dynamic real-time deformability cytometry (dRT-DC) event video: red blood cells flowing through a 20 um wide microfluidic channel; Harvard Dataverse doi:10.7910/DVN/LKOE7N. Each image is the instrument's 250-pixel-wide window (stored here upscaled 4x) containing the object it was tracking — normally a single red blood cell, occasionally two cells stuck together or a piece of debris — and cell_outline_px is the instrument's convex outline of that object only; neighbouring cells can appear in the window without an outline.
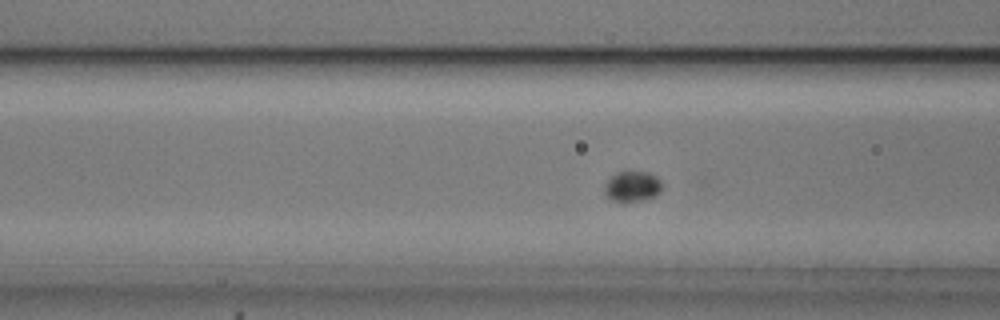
{"species": "common noctule bat (a hibernating species)", "species_latin": "Nyctalus noctula", "temperature_condition": "cold", "stored_images_in_passage": 40, "camera_frame_rate_fps": 3000, "um_per_image_px": 0.085, "animal": {"sex": "male", "body_mass_g": 20.5, "forearm_length_mm": 52.5}, "frame": {"image": 1, "passage_image": 5, "time_ms": 1.333, "image_size_px": [1000, 320], "cell_outline_px": [[660, 192], [644, 200], [624, 204], [612, 200], [604, 196], [604, 184], [616, 172], [648, 172], [656, 176], [660, 180]], "centroid_in_image_um": [53.68, 15.88], "position_along_channel_um": 112.9, "area_um2": 10.4}}
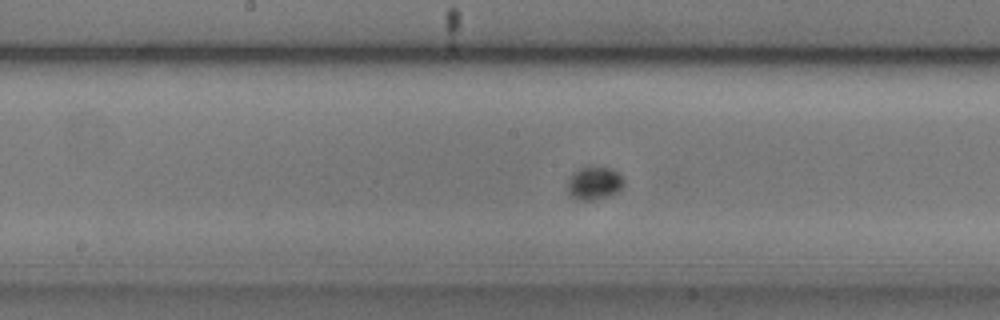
{"frame": {"image": 2, "passage_image": 12, "time_ms": 3.667, "image_size_px": [1000, 320], "cell_outline_px": [[624, 184], [616, 192], [592, 200], [580, 200], [572, 196], [568, 192], [568, 180], [572, 172], [580, 168], [612, 168], [624, 180]], "centroid_in_image_um": [50.48, 15.56], "position_along_channel_um": 197.7, "area_um2": 10.4}}
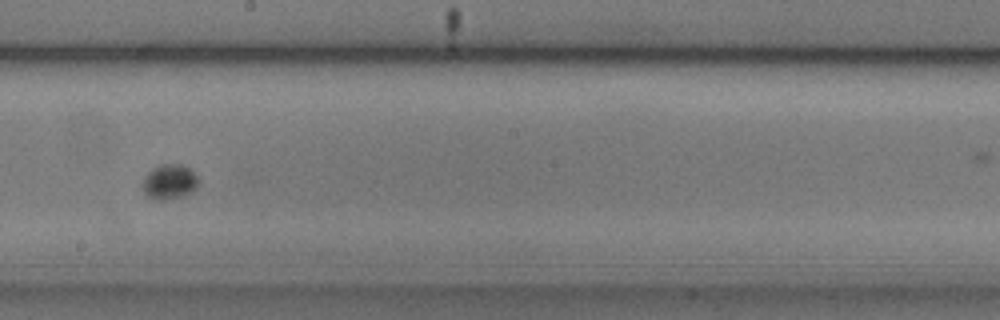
{"frame": {"image": 3, "passage_image": 15, "time_ms": 4.667, "image_size_px": [1000, 320], "cell_outline_px": [[200, 180], [196, 188], [192, 192], [180, 196], [164, 200], [152, 200], [144, 192], [144, 180], [148, 172], [152, 168], [160, 164], [180, 164], [188, 168]], "centroid_in_image_um": [14.41, 15.45], "position_along_channel_um": 233.8, "area_um2": 11.21}}